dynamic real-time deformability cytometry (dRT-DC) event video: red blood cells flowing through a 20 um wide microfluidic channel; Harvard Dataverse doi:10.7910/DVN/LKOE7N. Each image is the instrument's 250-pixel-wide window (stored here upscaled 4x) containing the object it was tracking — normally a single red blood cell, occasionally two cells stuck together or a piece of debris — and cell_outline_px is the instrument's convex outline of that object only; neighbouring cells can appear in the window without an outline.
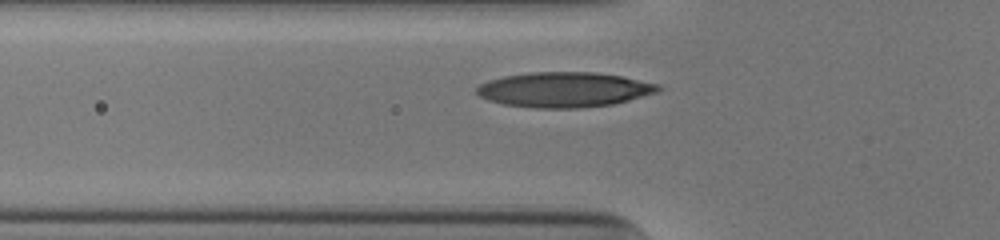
{"species": "human", "species_latin": "Homo sapiens", "temperature_condition": "cold", "stored_images_in_passage": 34, "camera_frame_rate_fps": 3000, "um_per_image_px": 0.085, "donor": {"sex": "male"}, "frame": {"image": 1, "passage_image": 10, "time_ms": 3.0, "image_size_px": [1000, 240], "cell_outline_px": [[664, 88], [660, 92], [612, 104], [576, 108], [536, 108], [504, 104], [488, 100], [480, 96], [476, 92], [476, 88], [480, 84], [488, 80], [504, 76], [532, 72], [596, 72], [624, 76], [660, 84]], "centroid_in_image_um": [48.01, 7.61], "position_along_channel_um": 77.8, "area_um2": 37.28}}
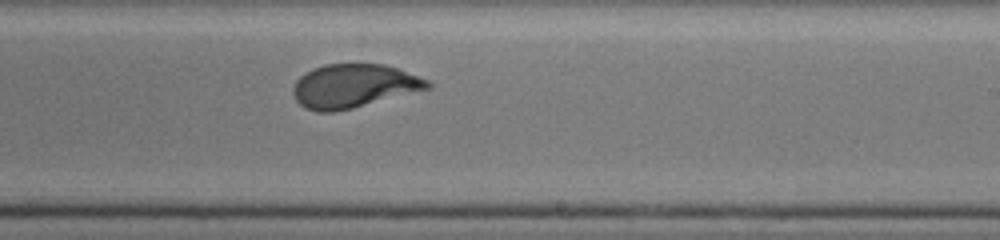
{"frame": {"image": 2, "passage_image": 24, "time_ms": 7.667, "image_size_px": [1000, 240], "cell_outline_px": [[432, 88], [336, 112], [316, 112], [304, 108], [296, 100], [292, 92], [292, 88], [296, 80], [304, 72], [312, 68], [324, 64], [384, 64], [396, 68], [428, 80], [432, 84]], "centroid_in_image_um": [30.03, 7.31], "position_along_channel_um": 259.0, "area_um2": 34.33}}
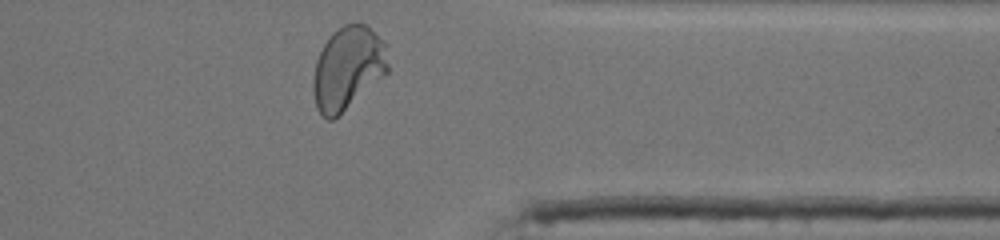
{"frame": {"image": 3, "passage_image": 34, "time_ms": 11.0, "image_size_px": [1000, 240], "cell_outline_px": [[388, 72], [384, 76], [332, 120], [328, 120], [316, 108], [312, 88], [312, 80], [316, 60], [324, 44], [332, 32], [344, 24], [368, 24], [384, 40], [388, 64]], "centroid_in_image_um": [29.56, 5.76], "position_along_channel_um": 381.8, "area_um2": 36.13}, "authors_computed_cell_mechanics": {"area_um2": 34.969, "velocity_mm_per_s": 3.8816, "shape_relaxation_time_tau1_ms": 4.4253, "shape_relaxation_time_tau2_ms": null, "deformation_change_tau1": 0.2132, "deformation_change_tau2": null}}